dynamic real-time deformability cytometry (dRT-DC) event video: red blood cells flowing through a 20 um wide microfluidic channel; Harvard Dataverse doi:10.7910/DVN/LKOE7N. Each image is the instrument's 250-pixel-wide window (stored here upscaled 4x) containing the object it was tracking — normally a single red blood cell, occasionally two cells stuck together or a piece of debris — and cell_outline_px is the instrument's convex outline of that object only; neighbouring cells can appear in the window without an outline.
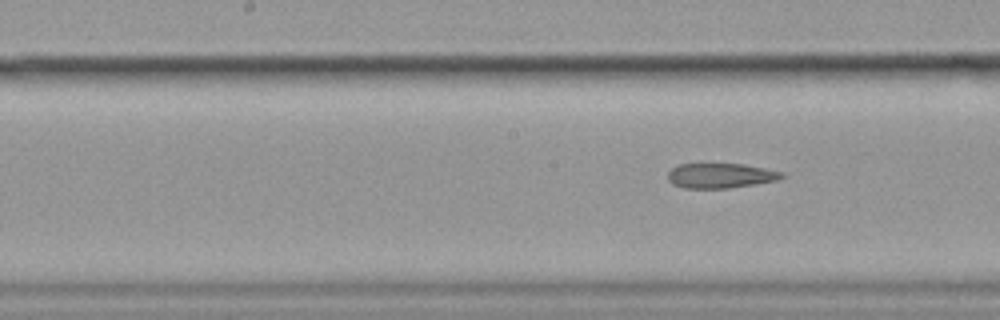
{"species": "common noctule bat (a hibernating species)", "species_latin": "Nyctalus noctula", "temperature_condition": "cold", "stored_images_in_passage": 9, "camera_frame_rate_fps": 3000, "um_per_image_px": 0.085, "animal": {"sex": "female", "body_mass_g": 19.9}, "frame": {"image": 1, "passage_image": 9, "time_ms": 2.667, "image_size_px": [1000, 320], "cell_outline_px": [[784, 176], [776, 180], [728, 188], [684, 188], [672, 184], [668, 180], [668, 172], [672, 168], [680, 164], [744, 164], [784, 172]], "centroid_in_image_um": [61.21, 14.92], "position_along_channel_um": 187.0, "area_um2": 16.36}}